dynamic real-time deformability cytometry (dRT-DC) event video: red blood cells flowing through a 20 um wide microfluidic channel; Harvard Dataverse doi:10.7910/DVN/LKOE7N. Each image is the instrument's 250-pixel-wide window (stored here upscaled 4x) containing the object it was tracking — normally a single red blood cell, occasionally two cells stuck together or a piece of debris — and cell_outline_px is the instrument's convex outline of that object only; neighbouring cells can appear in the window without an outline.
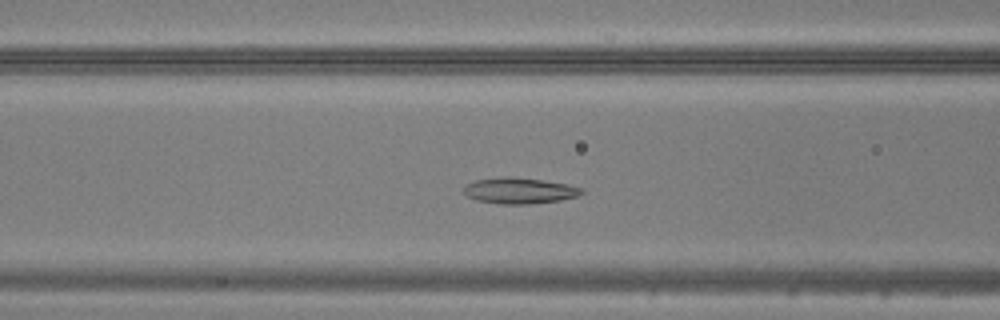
{"species": "common noctule bat (a hibernating species)", "species_latin": "Nyctalus noctula", "temperature_condition": "warm", "stored_images_in_passage": 44, "camera_frame_rate_fps": 3000, "um_per_image_px": 0.085, "animal": {"sex": "male", "body_mass_g": 20.5, "forearm_length_mm": 52.5}, "frame": {"image": 1, "passage_image": 15, "time_ms": 4.667, "image_size_px": [1000, 320], "cell_outline_px": [[580, 192], [576, 196], [556, 200], [516, 204], [512, 204], [480, 200], [468, 196], [464, 192], [464, 188], [468, 184], [480, 180], [540, 180], [564, 184], [576, 188]], "centroid_in_image_um": [44.12, 16.25], "position_along_channel_um": 122.5, "area_um2": 15.61}}
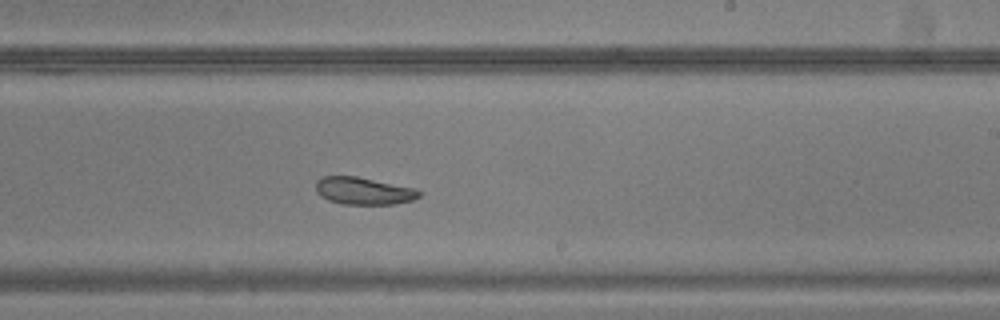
{"frame": {"image": 2, "passage_image": 25, "time_ms": 8.0, "image_size_px": [1000, 320], "cell_outline_px": [[420, 196], [412, 200], [392, 204], [348, 204], [332, 200], [324, 196], [316, 188], [316, 184], [324, 176], [356, 176], [408, 188], [420, 192]], "centroid_in_image_um": [30.9, 16.23], "position_along_channel_um": 258.1, "area_um2": 15.43}}
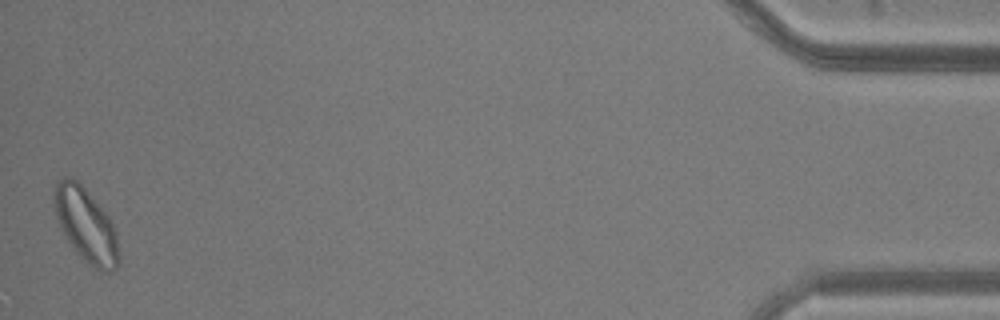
{"frame": {"image": 3, "passage_image": 44, "time_ms": 14.333, "image_size_px": [1000, 320], "cell_outline_px": [[116, 264], [96, 264], [88, 260], [80, 252], [68, 236], [60, 220], [56, 208], [56, 188], [64, 180], [72, 180], [80, 184], [108, 220], [112, 228], [116, 240]], "centroid_in_image_um": [7.27, 19.01], "position_along_channel_um": 427.9, "area_um2": 22.95}}